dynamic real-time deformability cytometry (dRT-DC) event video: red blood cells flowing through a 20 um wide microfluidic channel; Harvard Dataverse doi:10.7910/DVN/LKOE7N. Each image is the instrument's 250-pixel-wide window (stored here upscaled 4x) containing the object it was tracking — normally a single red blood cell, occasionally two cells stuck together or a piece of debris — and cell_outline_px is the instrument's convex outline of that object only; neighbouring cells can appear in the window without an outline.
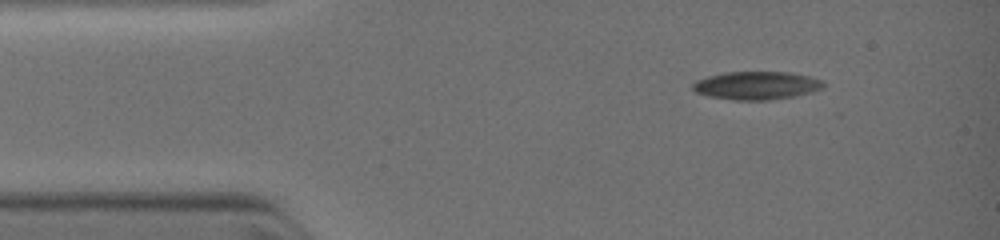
{"species": "common noctule bat (a hibernating species)", "species_latin": "Nyctalus noctula", "temperature_condition": "warm", "stored_images_in_passage": 10, "camera_frame_rate_fps": 3000, "um_per_image_px": 0.085, "animal": {"sex": "female", "body_mass_g": 19.0, "forearm_length_mm": 51.5}, "frame": {"image": 1, "passage_image": 2, "time_ms": 1.0, "image_size_px": [1000, 240], "cell_outline_px": [[824, 88], [812, 92], [796, 96], [768, 100], [732, 100], [708, 96], [696, 92], [692, 88], [692, 84], [696, 80], [708, 76], [724, 72], [792, 72], [808, 76], [820, 80], [824, 84]], "centroid_in_image_um": [64.3, 7.27], "position_along_channel_um": 20.7, "area_um2": 21.5}}
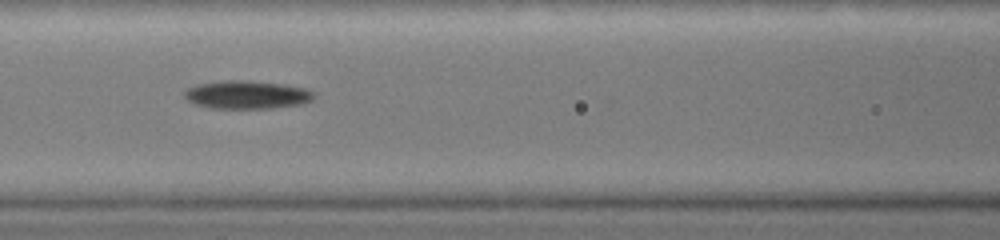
{"frame": {"image": 2, "passage_image": 7, "time_ms": 4.667, "image_size_px": [1000, 240], "cell_outline_px": [[316, 96], [312, 100], [304, 104], [272, 108], [212, 108], [196, 104], [188, 100], [184, 96], [184, 88], [196, 84], [228, 80], [248, 80], [284, 84], [308, 88], [316, 92]], "centroid_in_image_um": [21.04, 8.04], "position_along_channel_um": 145.6, "area_um2": 21.62}}
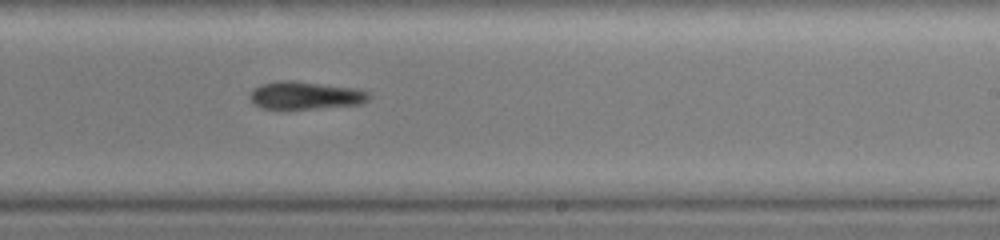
{"frame": {"image": 3, "passage_image": 10, "time_ms": 7.0, "image_size_px": [1000, 240], "cell_outline_px": [[372, 96], [364, 104], [316, 108], [264, 108], [256, 104], [248, 96], [252, 88], [260, 84], [280, 80], [292, 80], [356, 88], [372, 92]], "centroid_in_image_um": [26.01, 8.09], "position_along_channel_um": 263.0, "area_um2": 19.36}}